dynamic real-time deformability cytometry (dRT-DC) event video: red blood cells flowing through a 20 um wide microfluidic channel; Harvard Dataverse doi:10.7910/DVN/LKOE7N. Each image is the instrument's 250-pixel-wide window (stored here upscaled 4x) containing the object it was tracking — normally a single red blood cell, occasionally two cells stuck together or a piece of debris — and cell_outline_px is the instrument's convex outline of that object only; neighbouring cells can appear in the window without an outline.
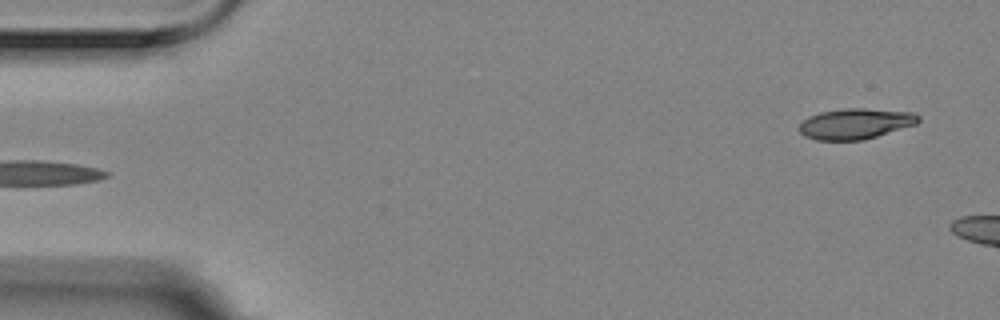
{"species": "Egyptian fruit bat (a non-hibernating species)", "species_latin": "Rousettus aegyptiacus", "temperature_condition": "room temperature", "stored_images_in_passage": 4, "camera_frame_rate_fps": 3000, "um_per_image_px": 0.085, "animal": {"sex": "female"}, "frame": {"image": 1, "passage_image": 4, "time_ms": 1.0, "image_size_px": [1000, 320], "cell_outline_px": [[920, 120], [916, 124], [864, 140], [816, 140], [804, 136], [796, 128], [808, 116], [820, 112], [844, 108], [864, 108], [912, 112], [920, 116]], "centroid_in_image_um": [72.68, 10.51], "position_along_channel_um": 12.3, "area_um2": 21.39}}